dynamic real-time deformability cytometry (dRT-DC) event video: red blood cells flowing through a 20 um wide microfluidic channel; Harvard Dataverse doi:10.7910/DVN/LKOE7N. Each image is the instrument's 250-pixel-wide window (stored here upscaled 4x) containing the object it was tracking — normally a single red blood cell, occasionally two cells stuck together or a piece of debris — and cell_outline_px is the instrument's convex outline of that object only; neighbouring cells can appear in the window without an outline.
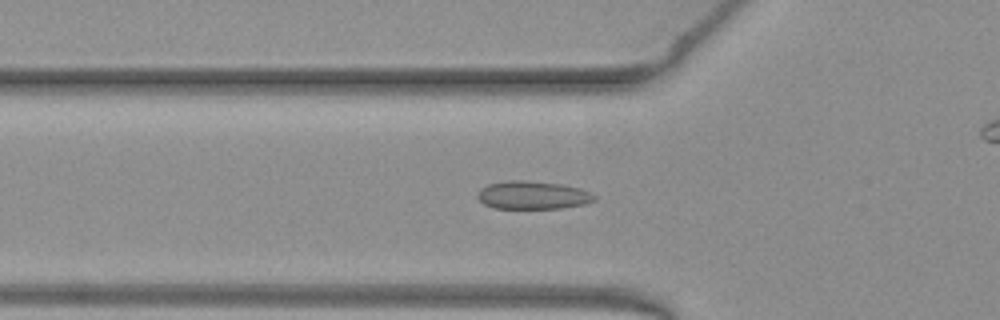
{"species": "common noctule bat (a hibernating species)", "species_latin": "Nyctalus noctula", "temperature_condition": "warm", "stored_images_in_passage": 52, "camera_frame_rate_fps": 3000, "um_per_image_px": 0.085, "animal": {"sex": "female", "body_mass_g": 19.3, "forearm_length_mm": 54.1}, "frame": {"image": 1, "passage_image": 17, "time_ms": 5.333, "image_size_px": [1000, 320], "cell_outline_px": [[596, 200], [584, 204], [560, 208], [492, 208], [484, 204], [476, 196], [480, 188], [488, 184], [508, 180], [524, 180], [560, 184], [580, 188], [596, 196]], "centroid_in_image_um": [45.25, 16.58], "position_along_channel_um": 80.6, "area_um2": 19.07}}
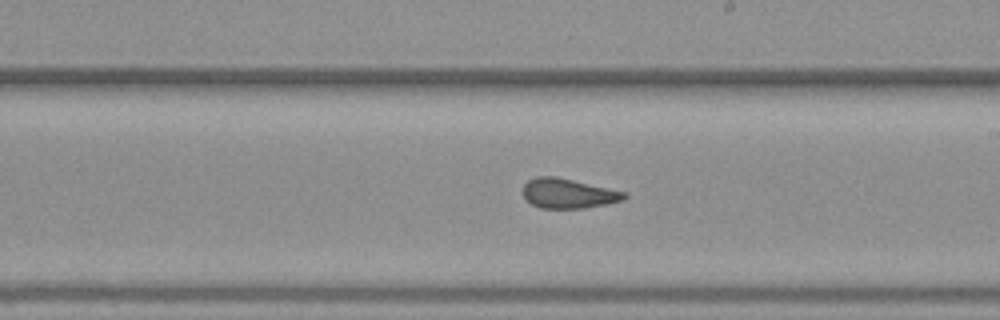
{"frame": {"image": 2, "passage_image": 29, "time_ms": 9.333, "image_size_px": [1000, 320], "cell_outline_px": [[628, 196], [624, 200], [584, 208], [540, 208], [532, 204], [524, 196], [524, 184], [528, 180], [536, 176], [556, 176], [624, 192]], "centroid_in_image_um": [48.28, 16.44], "position_along_channel_um": 240.7, "area_um2": 17.28}}
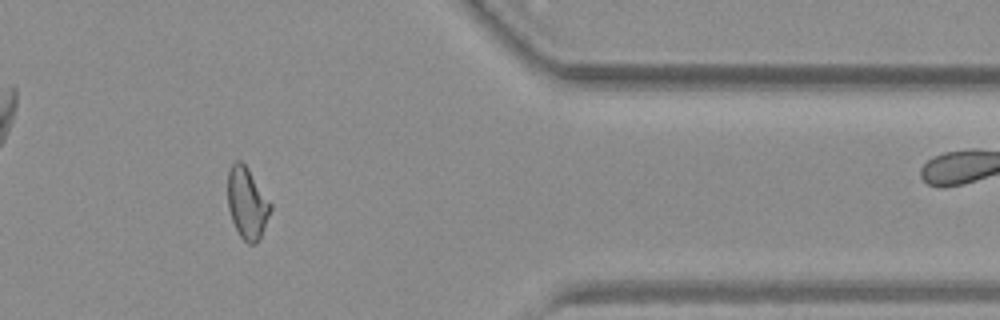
{"frame": {"image": 3, "passage_image": 42, "time_ms": 13.667, "image_size_px": [1000, 320], "cell_outline_px": [[272, 208], [260, 240], [256, 244], [248, 244], [240, 236], [232, 220], [228, 208], [228, 172], [232, 164], [236, 160], [240, 160], [248, 168], [272, 204]], "centroid_in_image_um": [21.02, 17.29], "position_along_channel_um": 390.4, "area_um2": 17.86}, "authors_computed_cell_mechanics": {"area_um2": 18.2937, "velocity_mm_per_s": 3.9848, "shape_relaxation_time_tau1_ms": null, "shape_relaxation_time_tau2_ms": 1.1027, "deformation_change_tau1": null, "deformation_change_tau2": 0.0636}}